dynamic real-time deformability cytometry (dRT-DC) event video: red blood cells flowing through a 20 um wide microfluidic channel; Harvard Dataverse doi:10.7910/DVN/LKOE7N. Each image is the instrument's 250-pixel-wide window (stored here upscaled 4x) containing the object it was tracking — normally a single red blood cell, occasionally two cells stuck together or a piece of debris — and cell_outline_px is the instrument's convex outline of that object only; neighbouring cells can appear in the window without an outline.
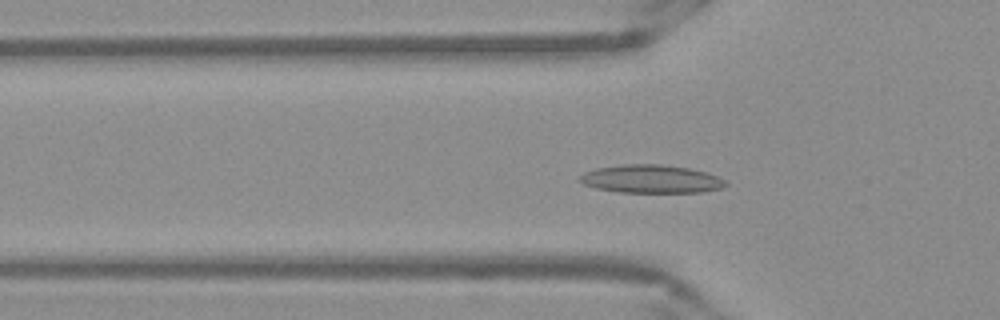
{"species": "Egyptian fruit bat (a non-hibernating species)", "species_latin": "Rousettus aegyptiacus", "temperature_condition": "warm", "stored_images_in_passage": 37, "camera_frame_rate_fps": 3000, "um_per_image_px": 0.085, "frame": {"image": 1, "passage_image": 2, "time_ms": 0.333, "image_size_px": [1000, 320], "cell_outline_px": [[728, 184], [720, 188], [700, 192], [620, 192], [596, 188], [584, 184], [580, 180], [580, 176], [584, 172], [596, 168], [624, 164], [660, 164], [688, 168], [704, 172], [716, 176], [724, 180]], "centroid_in_image_um": [55.32, 15.21], "position_along_channel_um": 70.5, "area_um2": 23.64}}
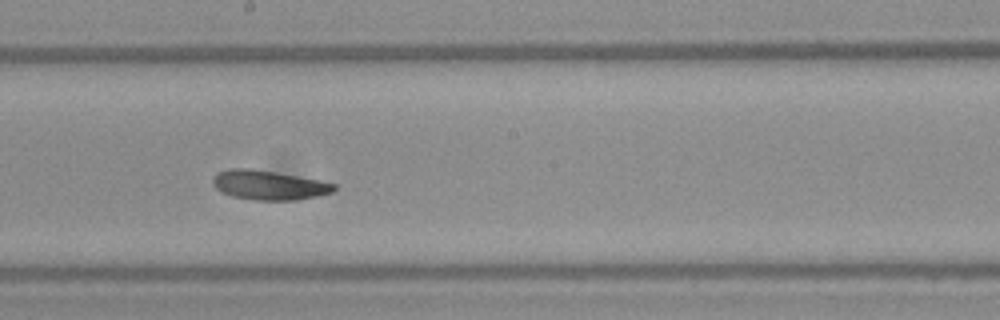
{"frame": {"image": 2, "passage_image": 14, "time_ms": 4.333, "image_size_px": [1000, 320], "cell_outline_px": [[336, 188], [332, 192], [320, 196], [296, 200], [252, 200], [232, 196], [216, 188], [212, 184], [212, 176], [216, 172], [228, 168], [252, 168], [276, 172], [320, 180], [336, 184]], "centroid_in_image_um": [22.84, 15.72], "position_along_channel_um": 225.4, "area_um2": 21.04}}
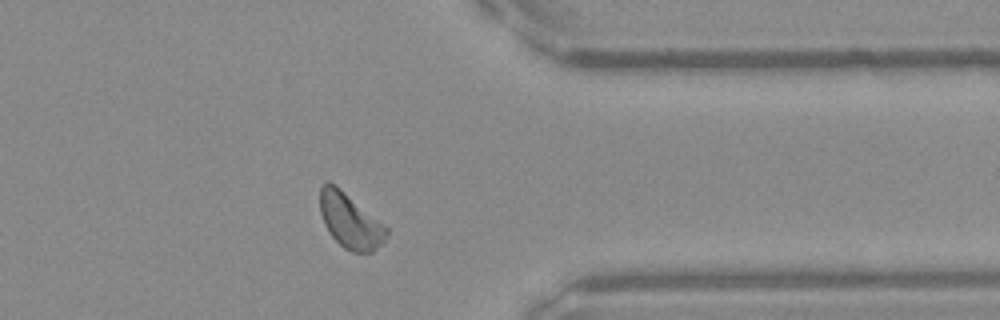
{"frame": {"image": 3, "passage_image": 27, "time_ms": 8.667, "image_size_px": [1000, 320], "cell_outline_px": [[388, 232], [384, 240], [372, 252], [352, 252], [344, 248], [332, 236], [324, 224], [320, 212], [320, 188], [328, 180], [336, 184], [384, 224], [388, 228]], "centroid_in_image_um": [29.74, 18.74], "position_along_channel_um": 381.7, "area_um2": 21.15}, "authors_computed_cell_mechanics": {"area_um2": 20.808, "velocity_mm_per_s": 3.8492, "shape_relaxation_time_tau1_ms": 8.5028, "shape_relaxation_time_tau2_ms": 2.1474, "deformation_change_tau1": 0.162, "deformation_change_tau2": 0.0849}}